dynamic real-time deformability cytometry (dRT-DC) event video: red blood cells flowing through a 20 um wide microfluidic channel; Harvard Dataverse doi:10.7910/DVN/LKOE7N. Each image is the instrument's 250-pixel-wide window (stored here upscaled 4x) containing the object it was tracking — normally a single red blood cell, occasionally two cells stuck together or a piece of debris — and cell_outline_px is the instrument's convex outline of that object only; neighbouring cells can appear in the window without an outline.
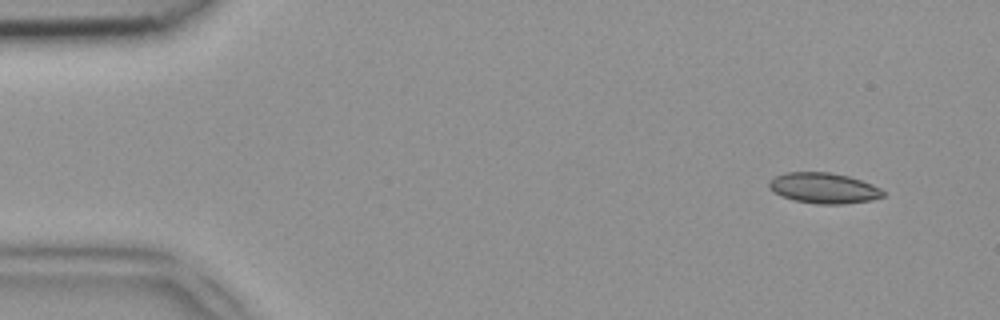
{"species": "common noctule bat (a hibernating species)", "species_latin": "Nyctalus noctula", "temperature_condition": "room temperature", "stored_images_in_passage": 49, "camera_frame_rate_fps": 3000, "um_per_image_px": 0.085, "animal": {"sex": "female", "body_mass_g": 18.4}, "frame": {"image": 1, "passage_image": 4, "time_ms": 1.0, "image_size_px": [1000, 320], "cell_outline_px": [[884, 196], [872, 200], [840, 204], [816, 204], [792, 200], [780, 196], [772, 192], [768, 188], [768, 184], [776, 176], [784, 172], [828, 172], [848, 176], [872, 184], [880, 188], [884, 192]], "centroid_in_image_um": [69.98, 15.99], "position_along_channel_um": 15.0, "area_um2": 20.4}}
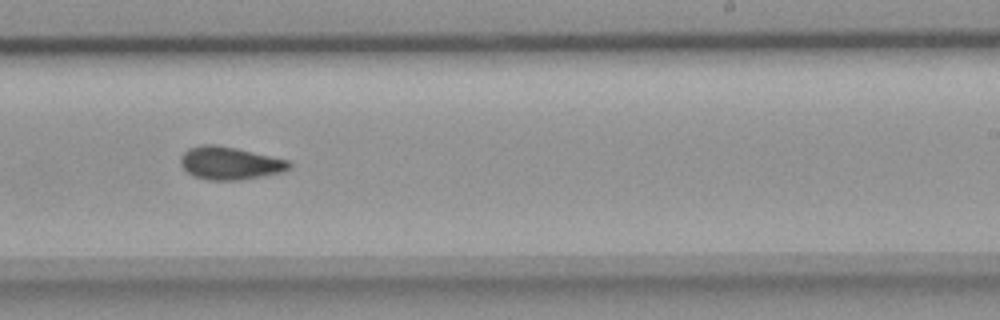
{"frame": {"image": 2, "passage_image": 30, "time_ms": 9.667, "image_size_px": [1000, 320], "cell_outline_px": [[292, 168], [280, 172], [264, 176], [240, 180], [208, 180], [192, 176], [180, 164], [180, 156], [188, 148], [200, 144], [216, 144], [236, 148], [288, 160], [292, 164]], "centroid_in_image_um": [19.51, 13.86], "position_along_channel_um": 269.5, "area_um2": 20.92}}
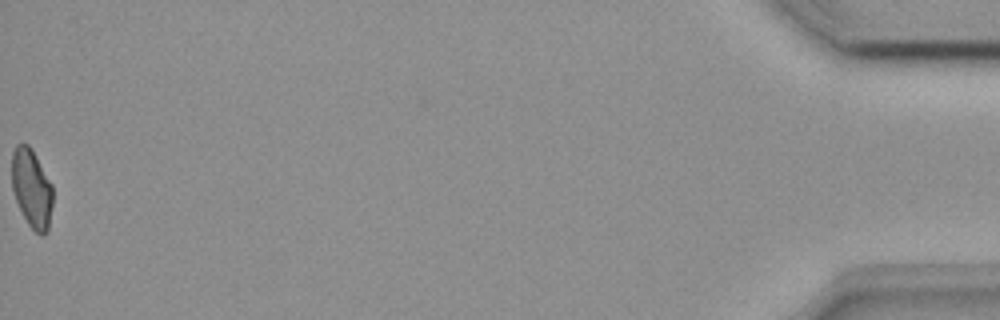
{"frame": {"image": 3, "passage_image": 49, "time_ms": 16.0, "image_size_px": [1000, 320], "cell_outline_px": [[52, 204], [48, 232], [44, 236], [40, 236], [28, 224], [16, 200], [12, 188], [12, 152], [16, 144], [28, 144], [32, 148], [52, 184]], "centroid_in_image_um": [2.7, 16.01], "position_along_channel_um": 432.5, "area_um2": 18.84}}